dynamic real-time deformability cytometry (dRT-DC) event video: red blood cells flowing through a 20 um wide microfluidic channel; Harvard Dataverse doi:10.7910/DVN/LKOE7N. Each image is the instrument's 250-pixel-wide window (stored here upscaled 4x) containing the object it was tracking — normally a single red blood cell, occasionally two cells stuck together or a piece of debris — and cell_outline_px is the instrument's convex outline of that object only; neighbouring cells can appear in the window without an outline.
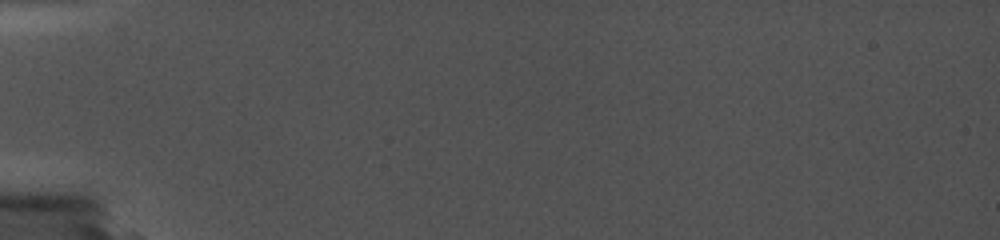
{"species": "common noctule bat (a hibernating species)", "species_latin": "Nyctalus noctula", "temperature_condition": "cold", "stored_images_in_passage": 3, "camera_frame_rate_fps": 5000, "um_per_image_px": 0.085, "animal": {"sex": "female", "body_mass_g": 19.0, "forearm_length_mm": 56.7}, "frame": {"image": 1, "passage_image": 2, "time_ms": 0.4, "image_size_px": [1000, 240], "cell_outline_px": [[684, 136], [676, 140], [612, 140], [564, 136], [536, 132], [512, 128], [512, 124], [516, 124], [660, 128], [684, 132]], "centroid_in_image_um": [51.39, 11.24], "position_along_channel_um": 33.6, "area_um2": 13.01}}